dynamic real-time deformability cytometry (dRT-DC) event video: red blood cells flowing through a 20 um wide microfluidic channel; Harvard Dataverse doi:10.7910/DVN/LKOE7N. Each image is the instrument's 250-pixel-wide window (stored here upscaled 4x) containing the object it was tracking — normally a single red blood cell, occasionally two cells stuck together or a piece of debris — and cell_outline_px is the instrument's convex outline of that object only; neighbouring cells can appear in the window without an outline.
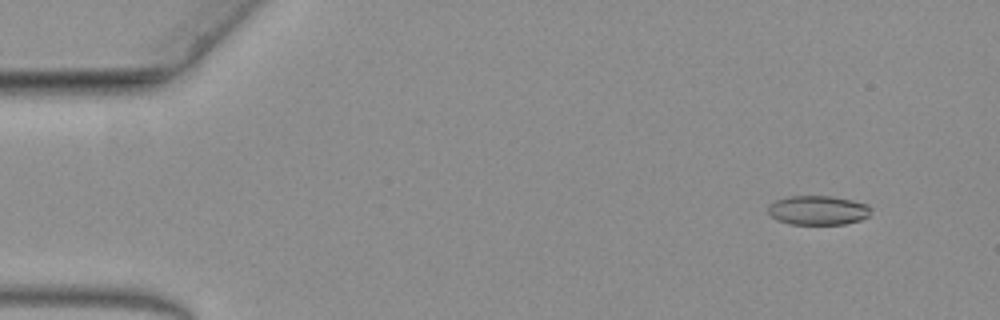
{"species": "common noctule bat (a hibernating species)", "species_latin": "Nyctalus noctula", "temperature_condition": "warm", "stored_images_in_passage": 62, "camera_frame_rate_fps": 3000, "um_per_image_px": 0.085, "animal": {"sex": "female", "body_mass_g": 19.3, "forearm_length_mm": 54.1}, "frame": {"image": 1, "passage_image": 6, "time_ms": 1.667, "image_size_px": [1000, 320], "cell_outline_px": [[872, 208], [868, 216], [860, 220], [844, 224], [788, 224], [776, 220], [768, 212], [768, 204], [776, 200], [788, 196], [832, 196], [852, 200], [868, 204]], "centroid_in_image_um": [69.52, 17.87], "position_along_channel_um": 15.5, "area_um2": 17.69}}
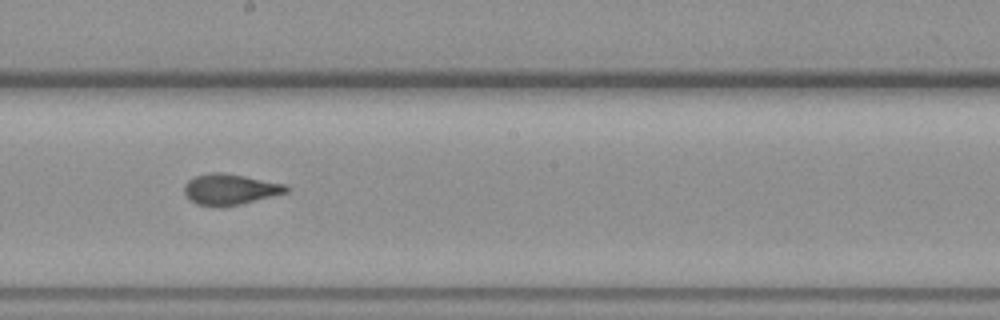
{"frame": {"image": 2, "passage_image": 35, "time_ms": 11.333, "image_size_px": [1000, 320], "cell_outline_px": [[292, 188], [288, 192], [240, 204], [216, 208], [196, 204], [188, 200], [184, 192], [184, 184], [188, 180], [196, 176], [212, 172], [224, 172], [288, 184]], "centroid_in_image_um": [19.56, 16.1], "position_along_channel_um": 228.6, "area_um2": 18.73}}
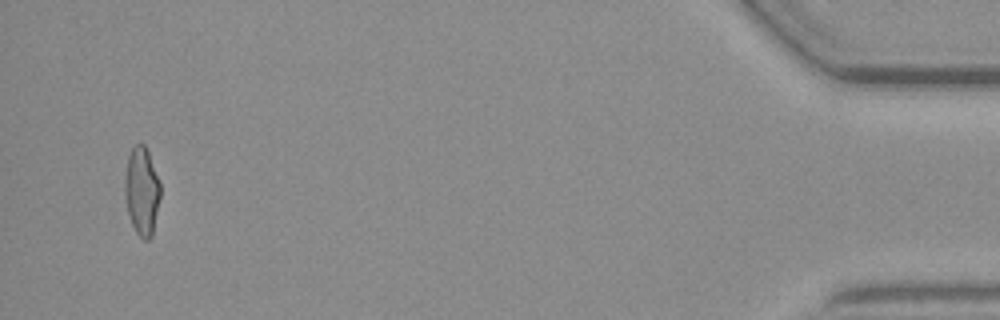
{"frame": {"image": 3, "passage_image": 60, "time_ms": 19.667, "image_size_px": [1000, 320], "cell_outline_px": [[160, 196], [152, 236], [148, 240], [144, 240], [136, 232], [132, 224], [128, 212], [124, 192], [124, 180], [128, 156], [132, 148], [136, 144], [144, 144], [148, 152], [160, 184]], "centroid_in_image_um": [12.04, 16.25], "position_along_channel_um": 423.2, "area_um2": 18.03}}